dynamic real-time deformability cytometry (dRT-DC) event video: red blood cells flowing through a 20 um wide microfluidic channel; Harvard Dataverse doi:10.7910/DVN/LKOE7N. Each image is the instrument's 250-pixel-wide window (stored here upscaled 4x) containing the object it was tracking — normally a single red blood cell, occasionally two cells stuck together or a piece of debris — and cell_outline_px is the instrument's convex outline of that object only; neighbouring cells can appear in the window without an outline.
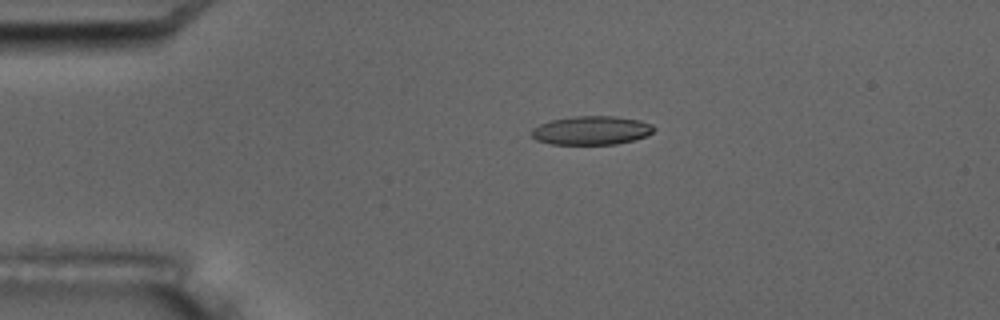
{"species": "common noctule bat (a hibernating species)", "species_latin": "Nyctalus noctula", "temperature_condition": "room temperature", "stored_images_in_passage": 3, "camera_frame_rate_fps": 3000, "um_per_image_px": 0.085, "animal": {"sex": "male", "body_mass_g": 17.5, "forearm_length_mm": 52.3}, "frame": {"image": 1, "passage_image": 2, "time_ms": 1.333, "image_size_px": [1000, 320], "cell_outline_px": [[656, 128], [652, 132], [644, 136], [632, 140], [616, 144], [552, 144], [536, 140], [532, 136], [532, 128], [540, 124], [552, 120], [572, 116], [616, 116], [640, 120], [652, 124]], "centroid_in_image_um": [50.27, 11.07], "position_along_channel_um": 34.7, "area_um2": 20.4}}